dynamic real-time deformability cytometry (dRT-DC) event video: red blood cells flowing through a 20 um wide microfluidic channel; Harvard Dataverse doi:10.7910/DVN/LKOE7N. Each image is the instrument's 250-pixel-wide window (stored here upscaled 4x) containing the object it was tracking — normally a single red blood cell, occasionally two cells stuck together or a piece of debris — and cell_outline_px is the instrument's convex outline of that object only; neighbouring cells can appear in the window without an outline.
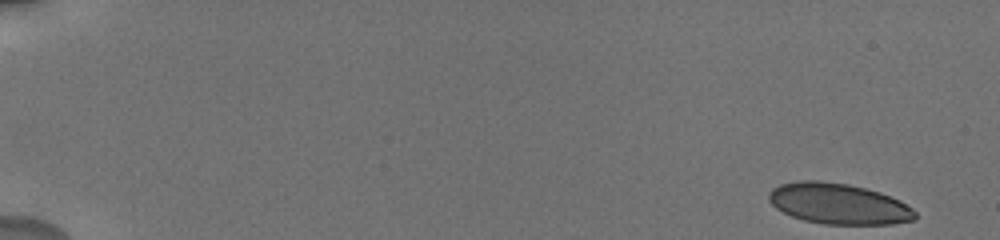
{"species": "human", "species_latin": "Homo sapiens", "temperature_condition": "cold", "stored_images_in_passage": 24, "camera_frame_rate_fps": 3000, "um_per_image_px": 0.085, "donor": {"sex": "male"}, "frame": {"image": 1, "passage_image": 1, "time_ms": 0.0, "image_size_px": [1000, 240], "cell_outline_px": [[916, 220], [892, 224], [824, 224], [804, 220], [792, 216], [776, 208], [768, 200], [768, 192], [772, 188], [780, 184], [800, 180], [820, 180], [848, 184], [880, 192], [900, 200], [912, 208], [916, 212]], "centroid_in_image_um": [71.27, 17.31], "position_along_channel_um": 13.7, "area_um2": 34.91}}
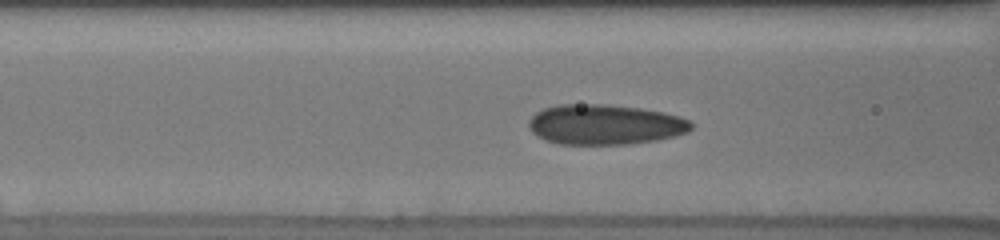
{"frame": {"image": 2, "passage_image": 17, "time_ms": 7.333, "image_size_px": [1000, 240], "cell_outline_px": [[692, 128], [688, 132], [656, 140], [628, 144], [560, 144], [544, 140], [536, 136], [532, 132], [528, 124], [528, 120], [536, 112], [544, 108], [560, 104], [604, 104], [640, 108], [664, 112], [680, 116], [688, 120], [692, 124]], "centroid_in_image_um": [51.39, 10.58], "position_along_channel_um": 115.2, "area_um2": 38.09}}
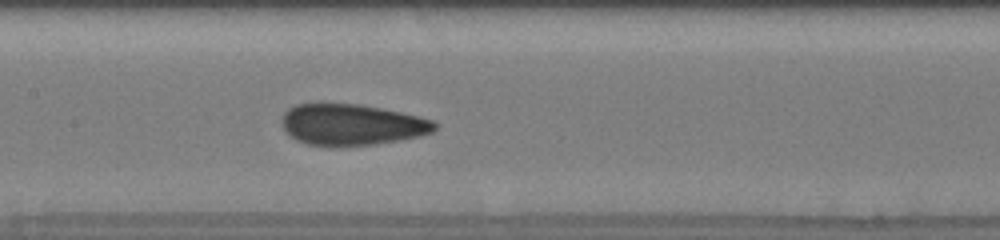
{"frame": {"image": 3, "passage_image": 24, "time_ms": 9.0, "image_size_px": [1000, 240], "cell_outline_px": [[436, 128], [432, 132], [400, 140], [376, 144], [332, 148], [328, 148], [308, 144], [296, 140], [284, 128], [280, 120], [284, 112], [288, 108], [296, 104], [320, 100], [360, 104], [400, 112], [432, 120], [436, 124]], "centroid_in_image_um": [29.79, 10.57], "position_along_channel_um": 177.6, "area_um2": 37.74}}